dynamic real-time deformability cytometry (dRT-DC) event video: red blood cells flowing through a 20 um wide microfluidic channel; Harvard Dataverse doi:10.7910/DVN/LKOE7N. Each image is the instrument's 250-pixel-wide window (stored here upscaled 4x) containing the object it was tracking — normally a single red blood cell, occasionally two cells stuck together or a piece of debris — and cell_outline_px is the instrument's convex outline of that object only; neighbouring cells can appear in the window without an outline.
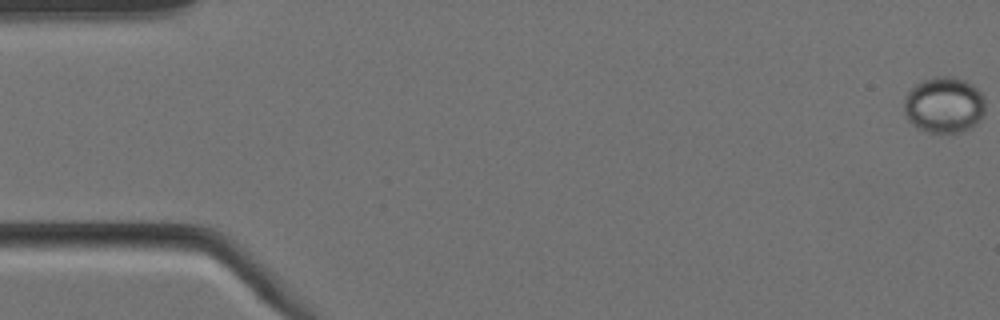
{"species": "Egyptian fruit bat (a non-hibernating species)", "species_latin": "Rousettus aegyptiacus", "temperature_condition": "cold", "stored_images_in_passage": 5, "camera_frame_rate_fps": 3000, "um_per_image_px": 0.085, "animal": {"sex": "female"}, "frame": {"image": 1, "passage_image": 1, "time_ms": 0.0, "image_size_px": [1000, 320], "cell_outline_px": [[984, 116], [972, 128], [964, 132], [928, 132], [916, 128], [908, 120], [904, 112], [904, 100], [908, 92], [916, 84], [924, 80], [936, 76], [952, 76], [964, 80], [972, 84], [984, 96]], "centroid_in_image_um": [80.26, 8.93], "position_along_channel_um": 4.7, "area_um2": 26.76}}
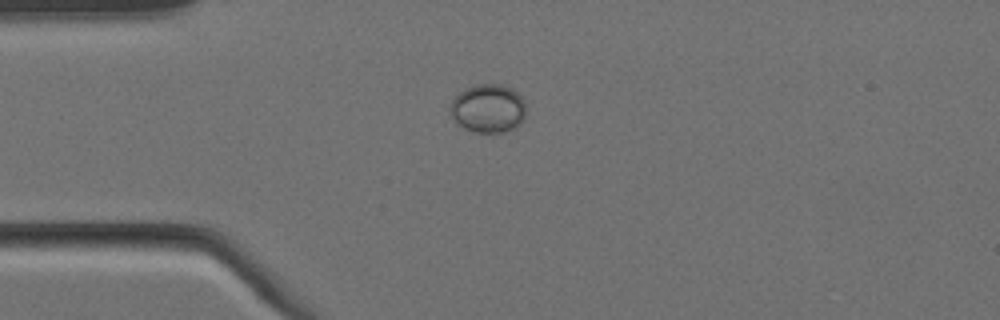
{"frame": {"image": 2, "passage_image": 5, "time_ms": 1.333, "image_size_px": [1000, 320], "cell_outline_px": [[524, 116], [520, 124], [516, 128], [504, 132], [472, 132], [464, 128], [448, 112], [448, 108], [452, 100], [464, 88], [476, 84], [500, 84], [512, 88], [524, 100]], "centroid_in_image_um": [41.47, 9.21], "position_along_channel_um": 43.5, "area_um2": 21.5}}